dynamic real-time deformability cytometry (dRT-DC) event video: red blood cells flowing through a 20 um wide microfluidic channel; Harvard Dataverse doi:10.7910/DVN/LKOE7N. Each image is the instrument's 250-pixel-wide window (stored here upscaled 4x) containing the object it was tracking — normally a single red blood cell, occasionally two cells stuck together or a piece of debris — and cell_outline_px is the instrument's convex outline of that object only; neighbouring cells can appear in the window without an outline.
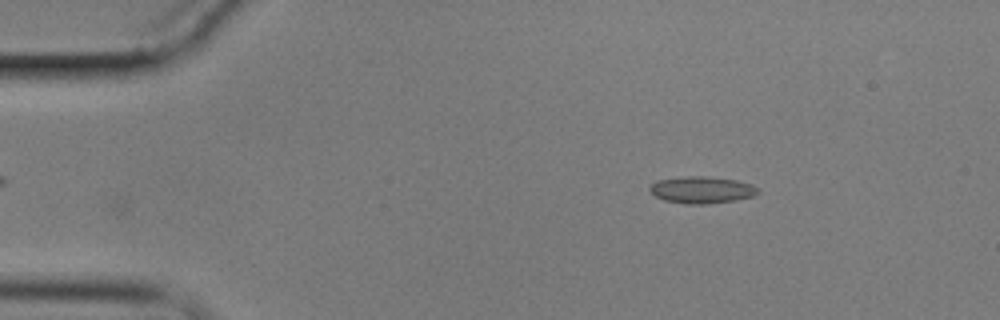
{"species": "common noctule bat (a hibernating species)", "species_latin": "Nyctalus noctula", "temperature_condition": "cold", "stored_images_in_passage": 48, "camera_frame_rate_fps": 3000, "um_per_image_px": 0.085, "animal": {"sex": "male", "body_mass_g": 17.9}, "frame": {"image": 1, "passage_image": 8, "time_ms": 2.333, "image_size_px": [1000, 320], "cell_outline_px": [[760, 192], [752, 196], [736, 200], [708, 204], [684, 204], [664, 200], [656, 196], [648, 188], [656, 180], [688, 176], [704, 176], [736, 180], [752, 184], [760, 188]], "centroid_in_image_um": [59.67, 16.14], "position_along_channel_um": 25.3, "area_um2": 16.99}}
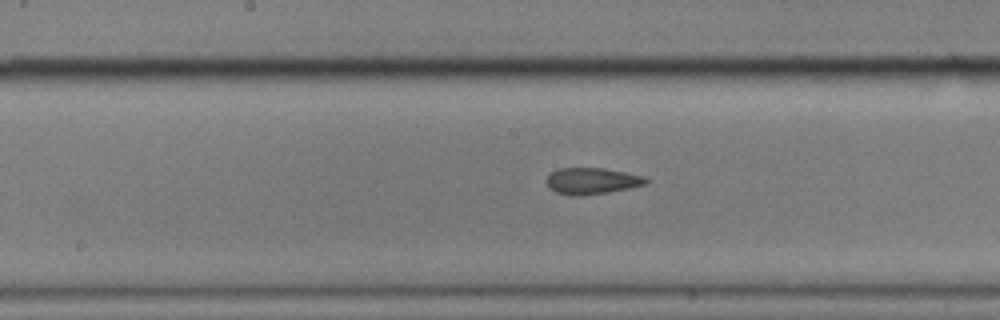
{"frame": {"image": 2, "passage_image": 29, "time_ms": 9.333, "image_size_px": [1000, 320], "cell_outline_px": [[652, 180], [648, 184], [608, 192], [580, 196], [568, 196], [556, 192], [548, 188], [544, 180], [548, 172], [556, 168], [604, 168], [644, 176]], "centroid_in_image_um": [50.25, 15.38], "position_along_channel_um": 197.9, "area_um2": 15.78}}
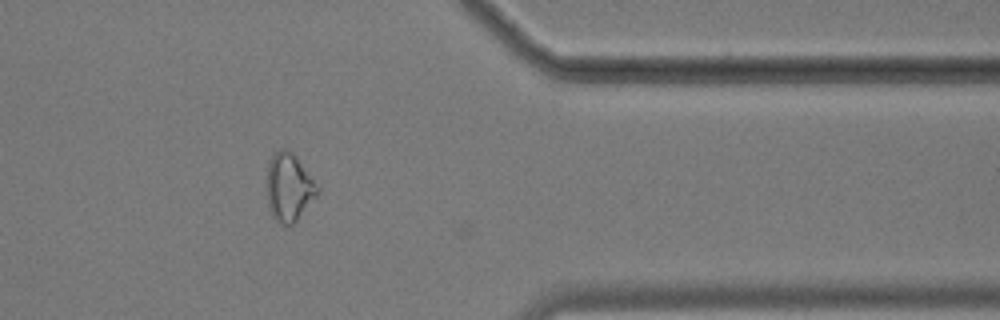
{"frame": {"image": 3, "passage_image": 47, "time_ms": 15.333, "image_size_px": [1000, 320], "cell_outline_px": [[320, 192], [296, 220], [292, 224], [280, 224], [272, 216], [268, 208], [268, 164], [272, 156], [280, 148], [284, 148], [292, 152], [296, 156], [320, 188]], "centroid_in_image_um": [24.57, 15.91], "position_along_channel_um": 386.8, "area_um2": 19.77}, "authors_computed_cell_mechanics": {"area_um2": 15.7505, "velocity_mm_per_s": 3.4191, "shape_relaxation_time_tau1_ms": null, "shape_relaxation_time_tau2_ms": 2.5578, "deformation_change_tau1": null, "deformation_change_tau2": 0.0761}}